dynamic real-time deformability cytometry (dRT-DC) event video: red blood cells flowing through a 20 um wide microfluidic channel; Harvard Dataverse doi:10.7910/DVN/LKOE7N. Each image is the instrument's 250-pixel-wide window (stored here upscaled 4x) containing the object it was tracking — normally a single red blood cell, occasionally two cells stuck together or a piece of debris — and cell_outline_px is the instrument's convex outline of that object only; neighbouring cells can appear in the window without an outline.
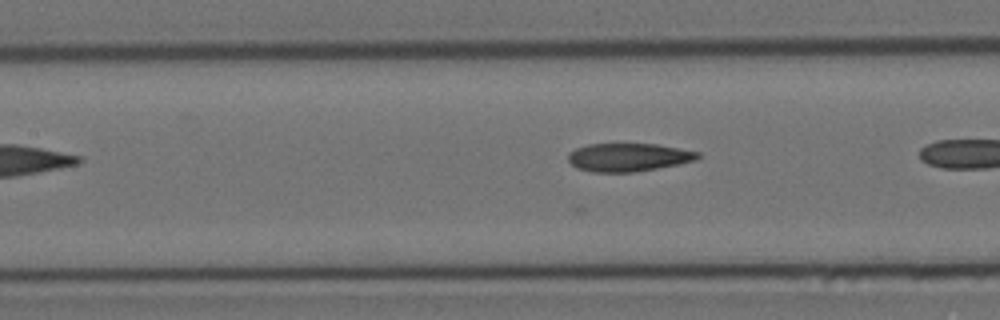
{"species": "Egyptian fruit bat (a non-hibernating species)", "species_latin": "Rousettus aegyptiacus", "temperature_condition": "cold", "stored_images_in_passage": 24, "camera_frame_rate_fps": 3000, "um_per_image_px": 0.085, "animal": {"sex": "female"}, "frame": {"image": 1, "passage_image": 8, "time_ms": 2.333, "image_size_px": [1000, 320], "cell_outline_px": [[700, 156], [696, 160], [656, 168], [632, 172], [592, 172], [576, 168], [568, 160], [568, 152], [576, 148], [588, 144], [656, 144], [700, 152]], "centroid_in_image_um": [53.37, 13.36], "position_along_channel_um": 154.0, "area_um2": 21.15}}